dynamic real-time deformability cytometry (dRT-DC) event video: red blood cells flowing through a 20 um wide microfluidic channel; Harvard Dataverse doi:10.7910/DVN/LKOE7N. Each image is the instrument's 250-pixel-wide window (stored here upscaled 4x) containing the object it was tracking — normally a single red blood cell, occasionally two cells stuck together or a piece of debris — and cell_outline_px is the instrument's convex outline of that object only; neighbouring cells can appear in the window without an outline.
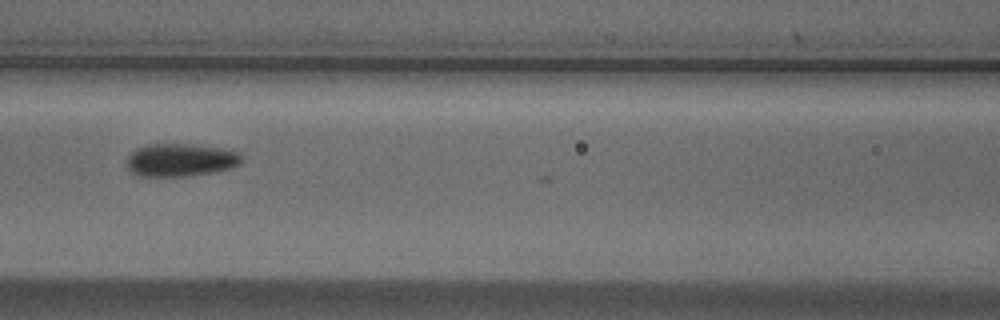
{"species": "Egyptian fruit bat (a non-hibernating species)", "species_latin": "Rousettus aegyptiacus", "temperature_condition": "cold", "stored_images_in_passage": 6, "camera_frame_rate_fps": 3000, "um_per_image_px": 0.085, "animal": {"sex": "male"}, "frame": {"image": 1, "passage_image": 3, "time_ms": 0.667, "image_size_px": [1000, 320], "cell_outline_px": [[244, 160], [240, 164], [232, 168], [212, 172], [184, 176], [140, 176], [132, 172], [128, 168], [128, 156], [136, 148], [148, 144], [188, 144], [220, 148], [240, 152]], "centroid_in_image_um": [15.38, 13.59], "position_along_channel_um": 151.2, "area_um2": 21.96}}